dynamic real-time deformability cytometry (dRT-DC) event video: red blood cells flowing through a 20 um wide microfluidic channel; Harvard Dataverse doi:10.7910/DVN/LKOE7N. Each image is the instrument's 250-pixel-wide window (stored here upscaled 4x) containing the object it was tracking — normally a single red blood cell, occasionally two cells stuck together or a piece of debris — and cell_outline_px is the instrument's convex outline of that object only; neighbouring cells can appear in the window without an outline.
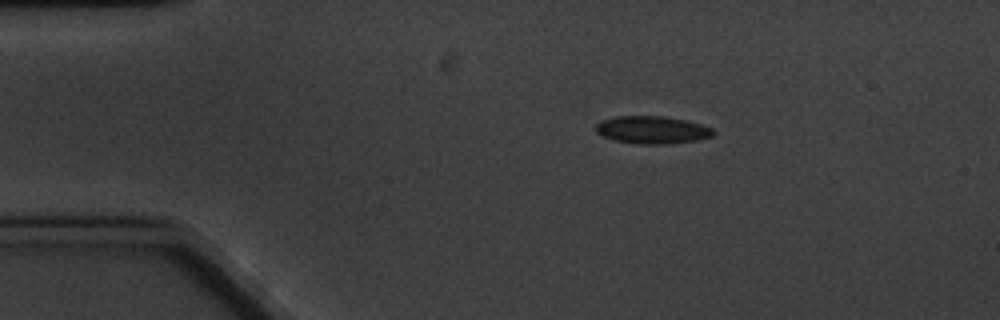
{"species": "common noctule bat (a hibernating species)", "species_latin": "Nyctalus noctula", "temperature_condition": "cold", "stored_images_in_passage": 4, "camera_frame_rate_fps": 3000, "um_per_image_px": 0.085, "animal": {"sex": "male", "body_mass_g": 20.1, "forearm_length_mm": 53.5}, "frame": {"image": 1, "passage_image": 1, "time_ms": 0.0, "image_size_px": [1000, 320], "cell_outline_px": [[716, 132], [712, 136], [696, 140], [660, 144], [640, 144], [612, 140], [596, 132], [596, 124], [600, 120], [616, 116], [664, 116], [684, 120], [700, 124], [712, 128]], "centroid_in_image_um": [55.4, 11.03], "position_along_channel_um": 29.6, "area_um2": 18.79}}
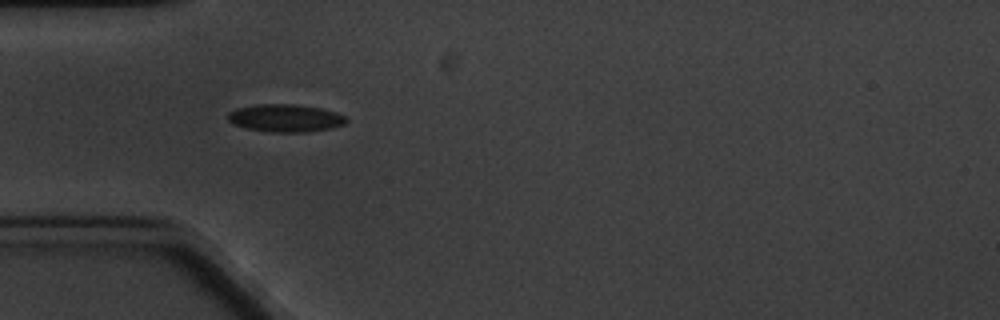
{"frame": {"image": 2, "passage_image": 3, "time_ms": 2.333, "image_size_px": [1000, 320], "cell_outline_px": [[348, 120], [344, 124], [332, 128], [308, 132], [272, 132], [248, 128], [232, 124], [228, 120], [228, 112], [236, 108], [256, 104], [292, 104], [320, 108], [336, 112], [344, 116]], "centroid_in_image_um": [24.25, 10.03], "position_along_channel_um": 60.8, "area_um2": 19.07}}